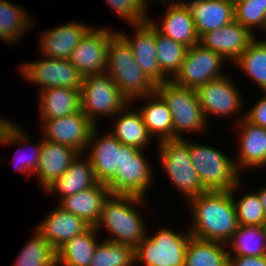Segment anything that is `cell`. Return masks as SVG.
<instances>
[{
  "instance_id": "cell-17",
  "label": "cell",
  "mask_w": 266,
  "mask_h": 266,
  "mask_svg": "<svg viewBox=\"0 0 266 266\" xmlns=\"http://www.w3.org/2000/svg\"><path fill=\"white\" fill-rule=\"evenodd\" d=\"M134 29V36H129L126 32H118L130 44L134 57L141 70L150 78L156 85L168 81L161 73L157 62V50L155 40V27L150 21L142 24L131 25Z\"/></svg>"
},
{
  "instance_id": "cell-3",
  "label": "cell",
  "mask_w": 266,
  "mask_h": 266,
  "mask_svg": "<svg viewBox=\"0 0 266 266\" xmlns=\"http://www.w3.org/2000/svg\"><path fill=\"white\" fill-rule=\"evenodd\" d=\"M105 72L129 102L155 93L156 84L141 70L130 44L118 31L109 41Z\"/></svg>"
},
{
  "instance_id": "cell-14",
  "label": "cell",
  "mask_w": 266,
  "mask_h": 266,
  "mask_svg": "<svg viewBox=\"0 0 266 266\" xmlns=\"http://www.w3.org/2000/svg\"><path fill=\"white\" fill-rule=\"evenodd\" d=\"M41 123L42 139L69 146L79 154L85 153L87 143L96 127L81 110L62 118L44 120Z\"/></svg>"
},
{
  "instance_id": "cell-8",
  "label": "cell",
  "mask_w": 266,
  "mask_h": 266,
  "mask_svg": "<svg viewBox=\"0 0 266 266\" xmlns=\"http://www.w3.org/2000/svg\"><path fill=\"white\" fill-rule=\"evenodd\" d=\"M129 103L106 72L84 76L81 111L95 126H99L100 117L113 118Z\"/></svg>"
},
{
  "instance_id": "cell-9",
  "label": "cell",
  "mask_w": 266,
  "mask_h": 266,
  "mask_svg": "<svg viewBox=\"0 0 266 266\" xmlns=\"http://www.w3.org/2000/svg\"><path fill=\"white\" fill-rule=\"evenodd\" d=\"M144 151L147 152L124 144L123 160L117 168V175L107 185L111 194L145 198L147 190L154 183V172Z\"/></svg>"
},
{
  "instance_id": "cell-22",
  "label": "cell",
  "mask_w": 266,
  "mask_h": 266,
  "mask_svg": "<svg viewBox=\"0 0 266 266\" xmlns=\"http://www.w3.org/2000/svg\"><path fill=\"white\" fill-rule=\"evenodd\" d=\"M186 3L199 37L235 20L234 2L230 0H188Z\"/></svg>"
},
{
  "instance_id": "cell-7",
  "label": "cell",
  "mask_w": 266,
  "mask_h": 266,
  "mask_svg": "<svg viewBox=\"0 0 266 266\" xmlns=\"http://www.w3.org/2000/svg\"><path fill=\"white\" fill-rule=\"evenodd\" d=\"M157 232V233H156ZM154 235H147L135 248V265L184 266L191 234L187 228L182 233L160 227Z\"/></svg>"
},
{
  "instance_id": "cell-10",
  "label": "cell",
  "mask_w": 266,
  "mask_h": 266,
  "mask_svg": "<svg viewBox=\"0 0 266 266\" xmlns=\"http://www.w3.org/2000/svg\"><path fill=\"white\" fill-rule=\"evenodd\" d=\"M19 69L25 82L39 85V91L52 87L81 90L84 79L68 59H50L43 56L40 60L23 63Z\"/></svg>"
},
{
  "instance_id": "cell-42",
  "label": "cell",
  "mask_w": 266,
  "mask_h": 266,
  "mask_svg": "<svg viewBox=\"0 0 266 266\" xmlns=\"http://www.w3.org/2000/svg\"><path fill=\"white\" fill-rule=\"evenodd\" d=\"M228 266H266V255L249 256H228Z\"/></svg>"
},
{
  "instance_id": "cell-15",
  "label": "cell",
  "mask_w": 266,
  "mask_h": 266,
  "mask_svg": "<svg viewBox=\"0 0 266 266\" xmlns=\"http://www.w3.org/2000/svg\"><path fill=\"white\" fill-rule=\"evenodd\" d=\"M98 128L97 126L94 128L85 153L87 151L86 156L93 167L96 180L103 185H108L116 177L117 168L123 160L124 144L109 131L99 137Z\"/></svg>"
},
{
  "instance_id": "cell-13",
  "label": "cell",
  "mask_w": 266,
  "mask_h": 266,
  "mask_svg": "<svg viewBox=\"0 0 266 266\" xmlns=\"http://www.w3.org/2000/svg\"><path fill=\"white\" fill-rule=\"evenodd\" d=\"M110 28L94 25L72 50L68 60L83 76L106 71L109 41L117 32Z\"/></svg>"
},
{
  "instance_id": "cell-37",
  "label": "cell",
  "mask_w": 266,
  "mask_h": 266,
  "mask_svg": "<svg viewBox=\"0 0 266 266\" xmlns=\"http://www.w3.org/2000/svg\"><path fill=\"white\" fill-rule=\"evenodd\" d=\"M33 236L25 243L13 266H57L56 251L35 229Z\"/></svg>"
},
{
  "instance_id": "cell-36",
  "label": "cell",
  "mask_w": 266,
  "mask_h": 266,
  "mask_svg": "<svg viewBox=\"0 0 266 266\" xmlns=\"http://www.w3.org/2000/svg\"><path fill=\"white\" fill-rule=\"evenodd\" d=\"M241 186L242 182L240 181L230 190L233 197L238 224L247 226H266V213L256 191L246 192L240 196L239 199L235 198V194L240 192L239 189Z\"/></svg>"
},
{
  "instance_id": "cell-21",
  "label": "cell",
  "mask_w": 266,
  "mask_h": 266,
  "mask_svg": "<svg viewBox=\"0 0 266 266\" xmlns=\"http://www.w3.org/2000/svg\"><path fill=\"white\" fill-rule=\"evenodd\" d=\"M54 208L39 222L35 230L56 251L74 236L84 233L90 225L59 206Z\"/></svg>"
},
{
  "instance_id": "cell-1",
  "label": "cell",
  "mask_w": 266,
  "mask_h": 266,
  "mask_svg": "<svg viewBox=\"0 0 266 266\" xmlns=\"http://www.w3.org/2000/svg\"><path fill=\"white\" fill-rule=\"evenodd\" d=\"M189 204V205H188ZM193 237L227 243L238 229L230 191H207L187 200Z\"/></svg>"
},
{
  "instance_id": "cell-19",
  "label": "cell",
  "mask_w": 266,
  "mask_h": 266,
  "mask_svg": "<svg viewBox=\"0 0 266 266\" xmlns=\"http://www.w3.org/2000/svg\"><path fill=\"white\" fill-rule=\"evenodd\" d=\"M92 28L89 24L78 21H70L58 25L57 28L45 30L40 35L38 50L41 56L50 59H68L72 50L79 44L80 40Z\"/></svg>"
},
{
  "instance_id": "cell-23",
  "label": "cell",
  "mask_w": 266,
  "mask_h": 266,
  "mask_svg": "<svg viewBox=\"0 0 266 266\" xmlns=\"http://www.w3.org/2000/svg\"><path fill=\"white\" fill-rule=\"evenodd\" d=\"M84 155L78 154L68 169L44 189L45 193L59 194L61 200L95 186L98 181L89 159Z\"/></svg>"
},
{
  "instance_id": "cell-34",
  "label": "cell",
  "mask_w": 266,
  "mask_h": 266,
  "mask_svg": "<svg viewBox=\"0 0 266 266\" xmlns=\"http://www.w3.org/2000/svg\"><path fill=\"white\" fill-rule=\"evenodd\" d=\"M257 36L249 43L246 50L232 63L256 83L261 92H266V37Z\"/></svg>"
},
{
  "instance_id": "cell-33",
  "label": "cell",
  "mask_w": 266,
  "mask_h": 266,
  "mask_svg": "<svg viewBox=\"0 0 266 266\" xmlns=\"http://www.w3.org/2000/svg\"><path fill=\"white\" fill-rule=\"evenodd\" d=\"M226 245L230 247V249L227 248L228 256L266 255V226L239 225Z\"/></svg>"
},
{
  "instance_id": "cell-4",
  "label": "cell",
  "mask_w": 266,
  "mask_h": 266,
  "mask_svg": "<svg viewBox=\"0 0 266 266\" xmlns=\"http://www.w3.org/2000/svg\"><path fill=\"white\" fill-rule=\"evenodd\" d=\"M155 92L169 107L173 122V139L182 138V133H203L208 121L195 89L175 84L172 80L156 85Z\"/></svg>"
},
{
  "instance_id": "cell-5",
  "label": "cell",
  "mask_w": 266,
  "mask_h": 266,
  "mask_svg": "<svg viewBox=\"0 0 266 266\" xmlns=\"http://www.w3.org/2000/svg\"><path fill=\"white\" fill-rule=\"evenodd\" d=\"M157 144V157L173 188L176 187L186 200L207 192L190 159L189 138L163 140Z\"/></svg>"
},
{
  "instance_id": "cell-29",
  "label": "cell",
  "mask_w": 266,
  "mask_h": 266,
  "mask_svg": "<svg viewBox=\"0 0 266 266\" xmlns=\"http://www.w3.org/2000/svg\"><path fill=\"white\" fill-rule=\"evenodd\" d=\"M12 122L11 120L6 123L4 126L3 130L0 132V146L2 145H17L18 147L24 146V150L27 147H32L33 149L31 150V155L25 153H18L21 148H19L16 152V156L14 155V168L18 170V172H21L22 174L25 175H32L35 174V171L38 167L39 164V158H40V153H41V146H42V140L36 142L37 144H33L31 142V137L26 133L27 130H23L24 128H20L18 124ZM30 137V138H29ZM30 144H29V143ZM32 143V144H31ZM20 144V146H19ZM28 144V145H27ZM31 145V146H30ZM35 145V146H33ZM27 148V149H29ZM19 154V156H18ZM28 155V156H27Z\"/></svg>"
},
{
  "instance_id": "cell-11",
  "label": "cell",
  "mask_w": 266,
  "mask_h": 266,
  "mask_svg": "<svg viewBox=\"0 0 266 266\" xmlns=\"http://www.w3.org/2000/svg\"><path fill=\"white\" fill-rule=\"evenodd\" d=\"M227 61L200 43L188 48L179 72L172 81L180 86L197 89L208 81L225 76L222 71ZM224 73V74H223Z\"/></svg>"
},
{
  "instance_id": "cell-44",
  "label": "cell",
  "mask_w": 266,
  "mask_h": 266,
  "mask_svg": "<svg viewBox=\"0 0 266 266\" xmlns=\"http://www.w3.org/2000/svg\"><path fill=\"white\" fill-rule=\"evenodd\" d=\"M146 1H147V4H148V5H149L151 2L154 3V1H155V2L158 1V2H161V3H162V2H165V4H166V3H170L171 1H172V3H173V2H185V1H183V0H181V1H178V0H177V1H176V0H153V1H152V0H146Z\"/></svg>"
},
{
  "instance_id": "cell-2",
  "label": "cell",
  "mask_w": 266,
  "mask_h": 266,
  "mask_svg": "<svg viewBox=\"0 0 266 266\" xmlns=\"http://www.w3.org/2000/svg\"><path fill=\"white\" fill-rule=\"evenodd\" d=\"M144 201L139 196L110 194L103 203L95 229L100 233L103 226L104 231L110 234L109 238L104 237L105 240L136 248L149 232L143 216L136 208Z\"/></svg>"
},
{
  "instance_id": "cell-28",
  "label": "cell",
  "mask_w": 266,
  "mask_h": 266,
  "mask_svg": "<svg viewBox=\"0 0 266 266\" xmlns=\"http://www.w3.org/2000/svg\"><path fill=\"white\" fill-rule=\"evenodd\" d=\"M39 92L38 112L41 122L62 118L81 110V90L52 87Z\"/></svg>"
},
{
  "instance_id": "cell-39",
  "label": "cell",
  "mask_w": 266,
  "mask_h": 266,
  "mask_svg": "<svg viewBox=\"0 0 266 266\" xmlns=\"http://www.w3.org/2000/svg\"><path fill=\"white\" fill-rule=\"evenodd\" d=\"M234 13L235 21L253 35L257 29L266 33V0H237L234 2Z\"/></svg>"
},
{
  "instance_id": "cell-41",
  "label": "cell",
  "mask_w": 266,
  "mask_h": 266,
  "mask_svg": "<svg viewBox=\"0 0 266 266\" xmlns=\"http://www.w3.org/2000/svg\"><path fill=\"white\" fill-rule=\"evenodd\" d=\"M261 99L257 100L249 110L245 113V119L256 126H260L266 129V92Z\"/></svg>"
},
{
  "instance_id": "cell-38",
  "label": "cell",
  "mask_w": 266,
  "mask_h": 266,
  "mask_svg": "<svg viewBox=\"0 0 266 266\" xmlns=\"http://www.w3.org/2000/svg\"><path fill=\"white\" fill-rule=\"evenodd\" d=\"M89 266H135V248L107 240L100 241Z\"/></svg>"
},
{
  "instance_id": "cell-12",
  "label": "cell",
  "mask_w": 266,
  "mask_h": 266,
  "mask_svg": "<svg viewBox=\"0 0 266 266\" xmlns=\"http://www.w3.org/2000/svg\"><path fill=\"white\" fill-rule=\"evenodd\" d=\"M231 79L226 74L195 89L207 121H209V115L233 117L243 110L242 94Z\"/></svg>"
},
{
  "instance_id": "cell-40",
  "label": "cell",
  "mask_w": 266,
  "mask_h": 266,
  "mask_svg": "<svg viewBox=\"0 0 266 266\" xmlns=\"http://www.w3.org/2000/svg\"><path fill=\"white\" fill-rule=\"evenodd\" d=\"M106 4L129 25L142 24L149 21V8L146 0H105Z\"/></svg>"
},
{
  "instance_id": "cell-43",
  "label": "cell",
  "mask_w": 266,
  "mask_h": 266,
  "mask_svg": "<svg viewBox=\"0 0 266 266\" xmlns=\"http://www.w3.org/2000/svg\"><path fill=\"white\" fill-rule=\"evenodd\" d=\"M255 191L257 192L258 197L262 203L263 209L266 213V186H262V188H260L259 190L257 188Z\"/></svg>"
},
{
  "instance_id": "cell-20",
  "label": "cell",
  "mask_w": 266,
  "mask_h": 266,
  "mask_svg": "<svg viewBox=\"0 0 266 266\" xmlns=\"http://www.w3.org/2000/svg\"><path fill=\"white\" fill-rule=\"evenodd\" d=\"M166 13L162 21H155L150 17L149 21L163 35L179 42L188 48L199 43V36L190 8L186 2H171L166 7ZM152 19V20H151ZM157 22V23H156ZM160 24V25H159Z\"/></svg>"
},
{
  "instance_id": "cell-35",
  "label": "cell",
  "mask_w": 266,
  "mask_h": 266,
  "mask_svg": "<svg viewBox=\"0 0 266 266\" xmlns=\"http://www.w3.org/2000/svg\"><path fill=\"white\" fill-rule=\"evenodd\" d=\"M157 62L161 73L172 80L179 72L185 59L188 47L161 34L155 28Z\"/></svg>"
},
{
  "instance_id": "cell-32",
  "label": "cell",
  "mask_w": 266,
  "mask_h": 266,
  "mask_svg": "<svg viewBox=\"0 0 266 266\" xmlns=\"http://www.w3.org/2000/svg\"><path fill=\"white\" fill-rule=\"evenodd\" d=\"M227 245L191 236L184 266H228Z\"/></svg>"
},
{
  "instance_id": "cell-18",
  "label": "cell",
  "mask_w": 266,
  "mask_h": 266,
  "mask_svg": "<svg viewBox=\"0 0 266 266\" xmlns=\"http://www.w3.org/2000/svg\"><path fill=\"white\" fill-rule=\"evenodd\" d=\"M239 127V147L234 162L239 172L243 169L260 168L266 166V129L251 124L245 119V114L235 123ZM238 156V157H237ZM242 170V171H241Z\"/></svg>"
},
{
  "instance_id": "cell-31",
  "label": "cell",
  "mask_w": 266,
  "mask_h": 266,
  "mask_svg": "<svg viewBox=\"0 0 266 266\" xmlns=\"http://www.w3.org/2000/svg\"><path fill=\"white\" fill-rule=\"evenodd\" d=\"M15 4L10 0H0V41L10 45L17 43L34 23L28 11Z\"/></svg>"
},
{
  "instance_id": "cell-25",
  "label": "cell",
  "mask_w": 266,
  "mask_h": 266,
  "mask_svg": "<svg viewBox=\"0 0 266 266\" xmlns=\"http://www.w3.org/2000/svg\"><path fill=\"white\" fill-rule=\"evenodd\" d=\"M110 194L107 185L98 182L90 189L62 198L58 206L95 227L100 219L103 203Z\"/></svg>"
},
{
  "instance_id": "cell-27",
  "label": "cell",
  "mask_w": 266,
  "mask_h": 266,
  "mask_svg": "<svg viewBox=\"0 0 266 266\" xmlns=\"http://www.w3.org/2000/svg\"><path fill=\"white\" fill-rule=\"evenodd\" d=\"M130 105L133 104L129 103L113 118H110L117 119L109 132L122 144L145 150L153 144L151 142L153 138L149 135L138 109L134 107L132 110Z\"/></svg>"
},
{
  "instance_id": "cell-24",
  "label": "cell",
  "mask_w": 266,
  "mask_h": 266,
  "mask_svg": "<svg viewBox=\"0 0 266 266\" xmlns=\"http://www.w3.org/2000/svg\"><path fill=\"white\" fill-rule=\"evenodd\" d=\"M78 154L69 146L43 139L39 164L35 171L36 175H34L38 177L42 189L44 190L55 179L59 178Z\"/></svg>"
},
{
  "instance_id": "cell-26",
  "label": "cell",
  "mask_w": 266,
  "mask_h": 266,
  "mask_svg": "<svg viewBox=\"0 0 266 266\" xmlns=\"http://www.w3.org/2000/svg\"><path fill=\"white\" fill-rule=\"evenodd\" d=\"M144 99L138 111L146 125L149 135L157 142L173 139V122L171 111L164 100L155 92L153 94L139 97L130 103H138ZM137 100V101H136ZM136 101V102H135ZM158 139V141H157Z\"/></svg>"
},
{
  "instance_id": "cell-6",
  "label": "cell",
  "mask_w": 266,
  "mask_h": 266,
  "mask_svg": "<svg viewBox=\"0 0 266 266\" xmlns=\"http://www.w3.org/2000/svg\"><path fill=\"white\" fill-rule=\"evenodd\" d=\"M189 154L193 167L207 191H230L242 181L234 159L224 151L189 140Z\"/></svg>"
},
{
  "instance_id": "cell-16",
  "label": "cell",
  "mask_w": 266,
  "mask_h": 266,
  "mask_svg": "<svg viewBox=\"0 0 266 266\" xmlns=\"http://www.w3.org/2000/svg\"><path fill=\"white\" fill-rule=\"evenodd\" d=\"M255 37L247 28L234 20L221 28L202 34L199 43L232 64Z\"/></svg>"
},
{
  "instance_id": "cell-45",
  "label": "cell",
  "mask_w": 266,
  "mask_h": 266,
  "mask_svg": "<svg viewBox=\"0 0 266 266\" xmlns=\"http://www.w3.org/2000/svg\"><path fill=\"white\" fill-rule=\"evenodd\" d=\"M10 119H6V118H2L0 117V132L3 130L4 126L6 125V123L9 121Z\"/></svg>"
},
{
  "instance_id": "cell-30",
  "label": "cell",
  "mask_w": 266,
  "mask_h": 266,
  "mask_svg": "<svg viewBox=\"0 0 266 266\" xmlns=\"http://www.w3.org/2000/svg\"><path fill=\"white\" fill-rule=\"evenodd\" d=\"M98 242V231L90 226L56 250L57 266H89Z\"/></svg>"
}]
</instances>
